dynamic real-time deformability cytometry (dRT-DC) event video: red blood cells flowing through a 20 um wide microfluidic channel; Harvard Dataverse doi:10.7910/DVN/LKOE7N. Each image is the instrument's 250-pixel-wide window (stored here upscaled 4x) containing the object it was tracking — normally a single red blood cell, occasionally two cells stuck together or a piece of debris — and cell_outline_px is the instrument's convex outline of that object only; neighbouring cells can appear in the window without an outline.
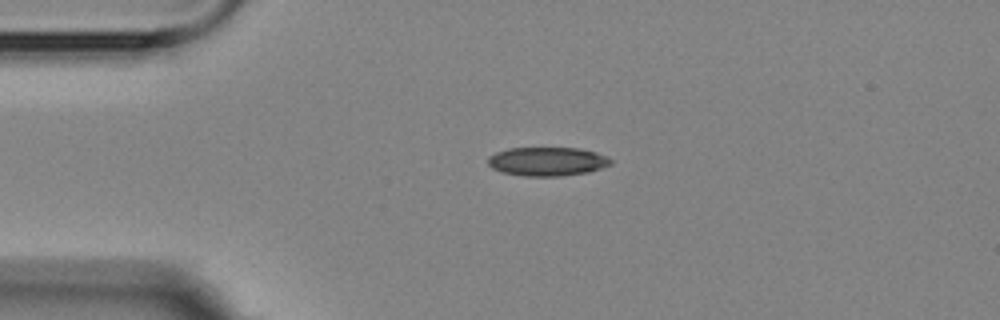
{"species": "Egyptian fruit bat (a non-hibernating species)", "species_latin": "Rousettus aegyptiacus", "temperature_condition": "room temperature", "stored_images_in_passage": 2, "camera_frame_rate_fps": 3000, "um_per_image_px": 0.085, "animal": {"sex": "female"}, "frame": {"image": 1, "passage_image": 1, "time_ms": 0.0, "image_size_px": [1000, 320], "cell_outline_px": [[612, 164], [588, 172], [560, 176], [524, 176], [504, 172], [492, 168], [488, 164], [488, 156], [496, 152], [508, 148], [576, 148], [596, 152], [608, 156], [612, 160]], "centroid_in_image_um": [46.52, 13.72], "position_along_channel_um": 38.5, "area_um2": 20.58}}